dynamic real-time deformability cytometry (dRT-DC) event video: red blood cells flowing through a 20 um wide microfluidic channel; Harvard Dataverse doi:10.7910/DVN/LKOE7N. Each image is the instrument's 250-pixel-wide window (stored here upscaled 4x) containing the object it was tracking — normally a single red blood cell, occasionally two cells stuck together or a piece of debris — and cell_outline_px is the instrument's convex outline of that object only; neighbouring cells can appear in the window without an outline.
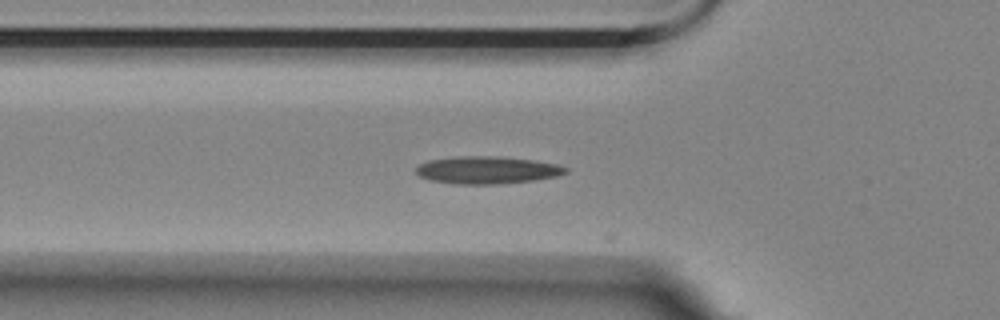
{"species": "Egyptian fruit bat (a non-hibernating species)", "species_latin": "Rousettus aegyptiacus", "temperature_condition": "room temperature", "stored_images_in_passage": 40, "camera_frame_rate_fps": 3000, "um_per_image_px": 0.085, "animal": {"sex": "female"}, "frame": {"image": 1, "passage_image": 2, "time_ms": 0.333, "image_size_px": [1000, 320], "cell_outline_px": [[568, 172], [556, 176], [532, 180], [500, 184], [456, 184], [432, 180], [420, 176], [416, 172], [416, 168], [420, 164], [428, 160], [456, 156], [500, 156], [536, 160], [556, 164], [568, 168]], "centroid_in_image_um": [41.41, 14.44], "position_along_channel_um": 84.4, "area_um2": 23.93}}
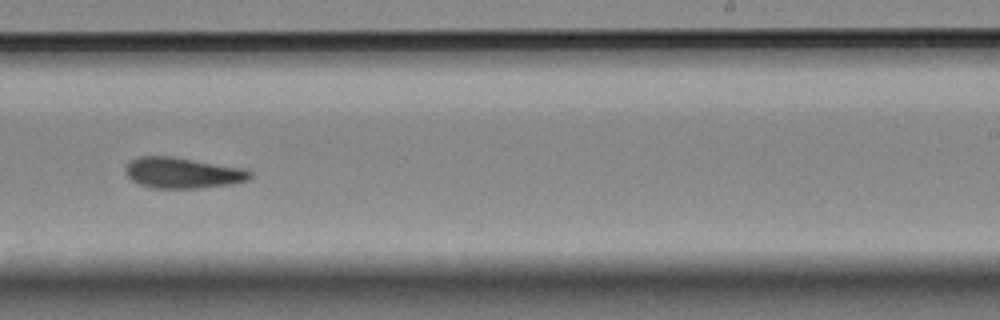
{"frame": {"image": 2, "passage_image": 18, "time_ms": 5.667, "image_size_px": [1000, 320], "cell_outline_px": [[252, 176], [248, 180], [232, 184], [196, 188], [152, 188], [140, 184], [132, 180], [124, 172], [124, 168], [132, 160], [140, 156], [172, 156], [244, 168], [252, 172]], "centroid_in_image_um": [15.53, 14.69], "position_along_channel_um": 273.5, "area_um2": 22.37}}
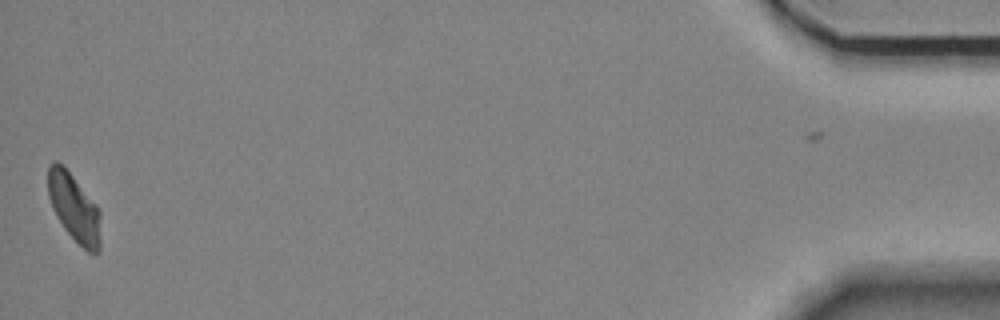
{"frame": {"image": 3, "passage_image": 39, "time_ms": 12.667, "image_size_px": [1000, 320], "cell_outline_px": [[100, 252], [88, 252], [64, 228], [56, 216], [48, 196], [48, 168], [56, 160], [72, 176], [96, 204], [100, 212]], "centroid_in_image_um": [6.31, 17.68], "position_along_channel_um": 428.9, "area_um2": 20.35}, "authors_computed_cell_mechanics": {"area_um2": 21.5883, "velocity_mm_per_s": 3.5383, "shape_relaxation_time_tau1_ms": null, "shape_relaxation_time_tau2_ms": 2.4257, "deformation_change_tau1": null, "deformation_change_tau2": 0.0846}}